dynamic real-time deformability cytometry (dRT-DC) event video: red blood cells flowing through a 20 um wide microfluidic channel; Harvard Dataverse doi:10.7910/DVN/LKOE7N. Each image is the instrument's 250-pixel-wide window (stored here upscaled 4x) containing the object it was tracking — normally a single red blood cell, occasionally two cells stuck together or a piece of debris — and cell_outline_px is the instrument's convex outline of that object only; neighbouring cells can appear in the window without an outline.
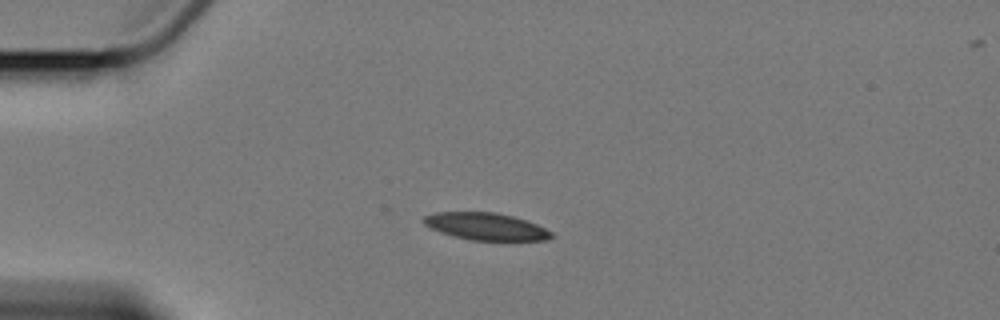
{"species": "Egyptian fruit bat (a non-hibernating species)", "species_latin": "Rousettus aegyptiacus", "temperature_condition": "cold", "stored_images_in_passage": 4, "camera_frame_rate_fps": 3000, "um_per_image_px": 0.085, "animal": {"sex": "female"}, "frame": {"image": 1, "passage_image": 2, "time_ms": 1.0, "image_size_px": [1000, 320], "cell_outline_px": [[552, 236], [544, 240], [504, 244], [468, 240], [452, 236], [440, 232], [424, 224], [424, 216], [436, 212], [496, 212], [512, 216], [536, 224], [552, 232]], "centroid_in_image_um": [41.35, 19.31], "position_along_channel_um": 43.6, "area_um2": 21.1}}
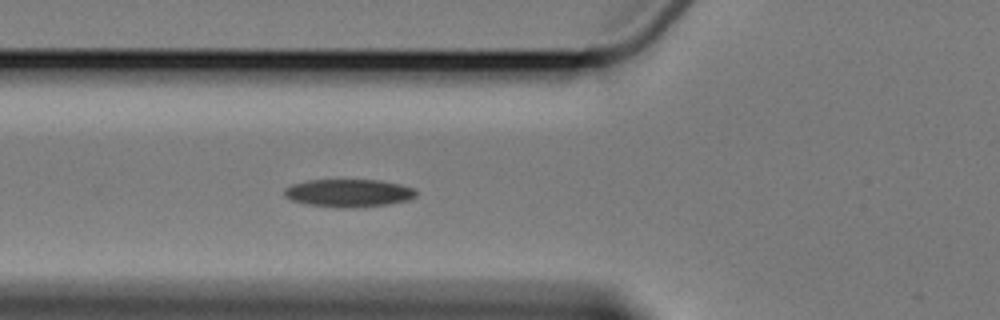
{"frame": {"image": 2, "passage_image": 4, "time_ms": 3.333, "image_size_px": [1000, 320], "cell_outline_px": [[416, 196], [408, 200], [388, 204], [356, 208], [336, 208], [304, 204], [292, 200], [284, 196], [284, 188], [292, 184], [308, 180], [376, 180], [400, 184], [416, 188]], "centroid_in_image_um": [29.62, 16.42], "position_along_channel_um": 96.2, "area_um2": 21.62}}